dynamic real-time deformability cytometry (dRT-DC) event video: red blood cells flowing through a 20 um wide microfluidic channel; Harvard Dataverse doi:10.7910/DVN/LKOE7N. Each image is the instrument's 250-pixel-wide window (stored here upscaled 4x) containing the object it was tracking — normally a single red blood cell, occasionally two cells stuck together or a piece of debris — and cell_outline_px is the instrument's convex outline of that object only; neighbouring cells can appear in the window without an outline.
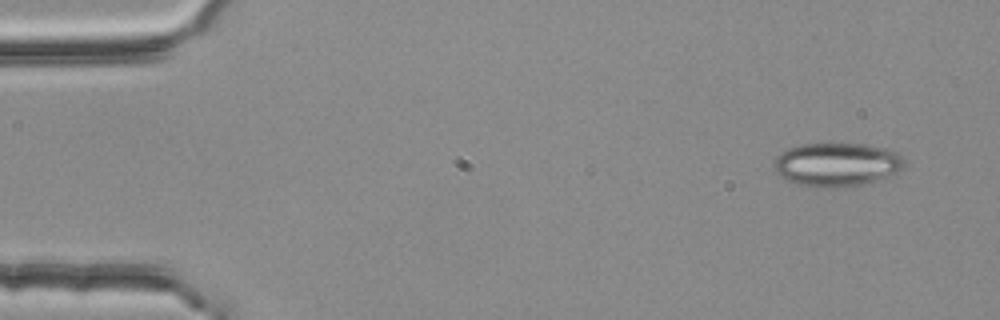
{"species": "common noctule bat (a hibernating species)", "species_latin": "Nyctalus noctula", "temperature_condition": "room temperature", "stored_images_in_passage": 3, "camera_frame_rate_fps": 3000, "um_per_image_px": 0.085, "animal": {"sex": "female", "body_mass_g": 25.1}, "frame": {"image": 1, "passage_image": 3, "time_ms": 0.667, "image_size_px": [1000, 320], "cell_outline_px": [[904, 164], [896, 172], [884, 180], [864, 184], [836, 188], [816, 188], [796, 184], [780, 176], [776, 172], [776, 156], [780, 152], [788, 148], [800, 144], [864, 144], [884, 148], [896, 152], [900, 156]], "centroid_in_image_um": [71.12, 14.0], "position_along_channel_um": 13.9, "area_um2": 33.23}}